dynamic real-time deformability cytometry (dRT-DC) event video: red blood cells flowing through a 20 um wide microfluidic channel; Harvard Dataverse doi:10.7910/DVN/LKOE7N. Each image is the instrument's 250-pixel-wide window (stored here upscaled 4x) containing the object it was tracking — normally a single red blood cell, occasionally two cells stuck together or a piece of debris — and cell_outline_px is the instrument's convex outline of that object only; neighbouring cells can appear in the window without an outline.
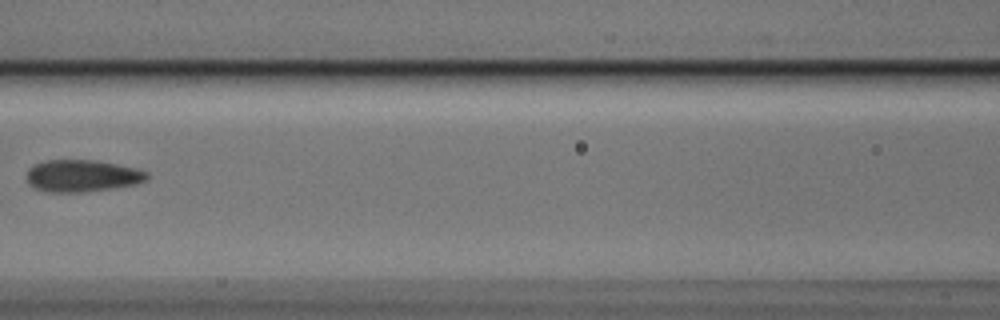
{"species": "Egyptian fruit bat (a non-hibernating species)", "species_latin": "Rousettus aegyptiacus", "temperature_condition": "cold", "stored_images_in_passage": 6, "camera_frame_rate_fps": 3000, "um_per_image_px": 0.085, "animal": {"sex": "male"}, "frame": {"image": 1, "passage_image": 6, "time_ms": 1.667, "image_size_px": [1000, 320], "cell_outline_px": [[148, 180], [136, 184], [112, 188], [84, 192], [44, 192], [28, 184], [28, 168], [32, 164], [48, 160], [96, 160], [136, 168], [148, 172]], "centroid_in_image_um": [6.98, 14.94], "position_along_channel_um": 159.6, "area_um2": 22.54}}